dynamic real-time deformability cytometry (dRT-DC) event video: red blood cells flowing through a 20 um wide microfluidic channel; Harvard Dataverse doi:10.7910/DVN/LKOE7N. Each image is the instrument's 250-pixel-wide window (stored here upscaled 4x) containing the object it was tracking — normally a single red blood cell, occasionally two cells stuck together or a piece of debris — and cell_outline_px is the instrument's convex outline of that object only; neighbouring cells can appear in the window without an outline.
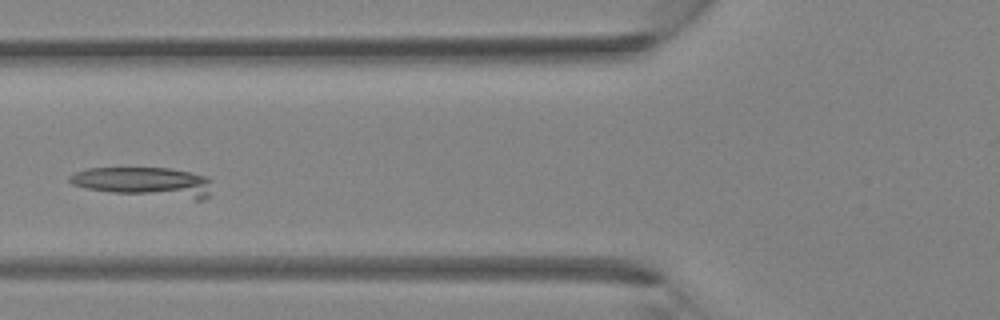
{"species": "Egyptian fruit bat (a non-hibernating species)", "species_latin": "Rousettus aegyptiacus", "temperature_condition": "room temperature", "stored_images_in_passage": 4, "camera_frame_rate_fps": 3000, "um_per_image_px": 0.085, "animal": {"sex": "female"}, "frame": {"image": 1, "passage_image": 4, "time_ms": 3.333, "image_size_px": [1000, 320], "cell_outline_px": [[212, 180], [208, 196], [204, 200], [196, 200], [112, 192], [88, 188], [72, 184], [68, 180], [68, 176], [76, 172], [88, 168], [168, 168], [192, 172], [208, 176]], "centroid_in_image_um": [12.36, 15.47], "position_along_channel_um": 113.4, "area_um2": 24.74}}